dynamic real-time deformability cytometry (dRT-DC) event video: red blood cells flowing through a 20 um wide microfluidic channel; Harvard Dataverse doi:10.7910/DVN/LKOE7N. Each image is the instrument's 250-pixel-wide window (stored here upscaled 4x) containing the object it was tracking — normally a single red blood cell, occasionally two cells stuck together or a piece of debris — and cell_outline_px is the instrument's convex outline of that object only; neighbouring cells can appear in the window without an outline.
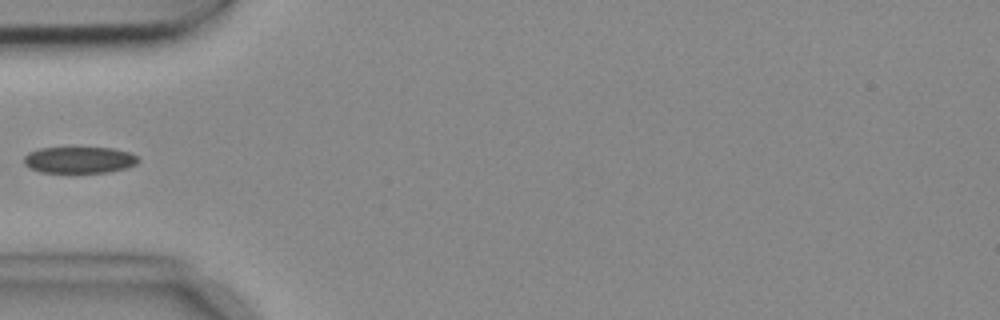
{"species": "common noctule bat (a hibernating species)", "species_latin": "Nyctalus noctula", "temperature_condition": "cold", "stored_images_in_passage": 6, "camera_frame_rate_fps": 3000, "um_per_image_px": 0.085, "animal": {"sex": "female", "body_mass_g": 18.4}, "frame": {"image": 1, "passage_image": 6, "time_ms": 1.667, "image_size_px": [1000, 320], "cell_outline_px": [[140, 160], [136, 164], [128, 168], [108, 172], [40, 172], [28, 168], [24, 164], [24, 156], [28, 152], [40, 148], [112, 148], [128, 152], [136, 156]], "centroid_in_image_um": [6.72, 13.6], "position_along_channel_um": 78.3, "area_um2": 17.63}}